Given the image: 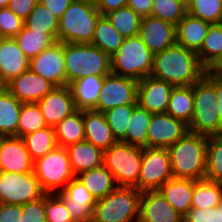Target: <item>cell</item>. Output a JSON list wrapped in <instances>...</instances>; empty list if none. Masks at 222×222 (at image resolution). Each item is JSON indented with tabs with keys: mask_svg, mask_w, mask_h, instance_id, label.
Listing matches in <instances>:
<instances>
[{
	"mask_svg": "<svg viewBox=\"0 0 222 222\" xmlns=\"http://www.w3.org/2000/svg\"><path fill=\"white\" fill-rule=\"evenodd\" d=\"M24 26L35 32L51 34L57 40L59 18L46 6L38 2L34 10L24 21Z\"/></svg>",
	"mask_w": 222,
	"mask_h": 222,
	"instance_id": "obj_38",
	"label": "cell"
},
{
	"mask_svg": "<svg viewBox=\"0 0 222 222\" xmlns=\"http://www.w3.org/2000/svg\"><path fill=\"white\" fill-rule=\"evenodd\" d=\"M222 198V184L208 180H193L192 208L217 207Z\"/></svg>",
	"mask_w": 222,
	"mask_h": 222,
	"instance_id": "obj_39",
	"label": "cell"
},
{
	"mask_svg": "<svg viewBox=\"0 0 222 222\" xmlns=\"http://www.w3.org/2000/svg\"><path fill=\"white\" fill-rule=\"evenodd\" d=\"M5 37L0 33V46L2 44V42L4 41Z\"/></svg>",
	"mask_w": 222,
	"mask_h": 222,
	"instance_id": "obj_59",
	"label": "cell"
},
{
	"mask_svg": "<svg viewBox=\"0 0 222 222\" xmlns=\"http://www.w3.org/2000/svg\"><path fill=\"white\" fill-rule=\"evenodd\" d=\"M188 14L212 24H221V0H194Z\"/></svg>",
	"mask_w": 222,
	"mask_h": 222,
	"instance_id": "obj_44",
	"label": "cell"
},
{
	"mask_svg": "<svg viewBox=\"0 0 222 222\" xmlns=\"http://www.w3.org/2000/svg\"><path fill=\"white\" fill-rule=\"evenodd\" d=\"M153 0H127V6L142 18L150 16Z\"/></svg>",
	"mask_w": 222,
	"mask_h": 222,
	"instance_id": "obj_53",
	"label": "cell"
},
{
	"mask_svg": "<svg viewBox=\"0 0 222 222\" xmlns=\"http://www.w3.org/2000/svg\"><path fill=\"white\" fill-rule=\"evenodd\" d=\"M64 58L68 85L90 75L111 73V57L92 44L64 43Z\"/></svg>",
	"mask_w": 222,
	"mask_h": 222,
	"instance_id": "obj_4",
	"label": "cell"
},
{
	"mask_svg": "<svg viewBox=\"0 0 222 222\" xmlns=\"http://www.w3.org/2000/svg\"><path fill=\"white\" fill-rule=\"evenodd\" d=\"M105 76H87L70 83L76 110H93L102 89Z\"/></svg>",
	"mask_w": 222,
	"mask_h": 222,
	"instance_id": "obj_27",
	"label": "cell"
},
{
	"mask_svg": "<svg viewBox=\"0 0 222 222\" xmlns=\"http://www.w3.org/2000/svg\"><path fill=\"white\" fill-rule=\"evenodd\" d=\"M154 54L139 36L125 38L111 57V73L140 81L150 76Z\"/></svg>",
	"mask_w": 222,
	"mask_h": 222,
	"instance_id": "obj_7",
	"label": "cell"
},
{
	"mask_svg": "<svg viewBox=\"0 0 222 222\" xmlns=\"http://www.w3.org/2000/svg\"><path fill=\"white\" fill-rule=\"evenodd\" d=\"M171 178L173 173L167 148L143 147L138 190H158Z\"/></svg>",
	"mask_w": 222,
	"mask_h": 222,
	"instance_id": "obj_11",
	"label": "cell"
},
{
	"mask_svg": "<svg viewBox=\"0 0 222 222\" xmlns=\"http://www.w3.org/2000/svg\"><path fill=\"white\" fill-rule=\"evenodd\" d=\"M100 16L95 4L73 0L59 19L57 41L91 44Z\"/></svg>",
	"mask_w": 222,
	"mask_h": 222,
	"instance_id": "obj_5",
	"label": "cell"
},
{
	"mask_svg": "<svg viewBox=\"0 0 222 222\" xmlns=\"http://www.w3.org/2000/svg\"><path fill=\"white\" fill-rule=\"evenodd\" d=\"M38 103H23L19 116L17 136L23 137L37 130L47 127Z\"/></svg>",
	"mask_w": 222,
	"mask_h": 222,
	"instance_id": "obj_41",
	"label": "cell"
},
{
	"mask_svg": "<svg viewBox=\"0 0 222 222\" xmlns=\"http://www.w3.org/2000/svg\"><path fill=\"white\" fill-rule=\"evenodd\" d=\"M213 71L222 75V62Z\"/></svg>",
	"mask_w": 222,
	"mask_h": 222,
	"instance_id": "obj_56",
	"label": "cell"
},
{
	"mask_svg": "<svg viewBox=\"0 0 222 222\" xmlns=\"http://www.w3.org/2000/svg\"><path fill=\"white\" fill-rule=\"evenodd\" d=\"M72 1L73 0H39L41 4L46 6L59 19Z\"/></svg>",
	"mask_w": 222,
	"mask_h": 222,
	"instance_id": "obj_51",
	"label": "cell"
},
{
	"mask_svg": "<svg viewBox=\"0 0 222 222\" xmlns=\"http://www.w3.org/2000/svg\"><path fill=\"white\" fill-rule=\"evenodd\" d=\"M184 222H222V209L214 208H191L184 217Z\"/></svg>",
	"mask_w": 222,
	"mask_h": 222,
	"instance_id": "obj_48",
	"label": "cell"
},
{
	"mask_svg": "<svg viewBox=\"0 0 222 222\" xmlns=\"http://www.w3.org/2000/svg\"><path fill=\"white\" fill-rule=\"evenodd\" d=\"M215 93L217 98V111L222 123V75L215 72Z\"/></svg>",
	"mask_w": 222,
	"mask_h": 222,
	"instance_id": "obj_54",
	"label": "cell"
},
{
	"mask_svg": "<svg viewBox=\"0 0 222 222\" xmlns=\"http://www.w3.org/2000/svg\"><path fill=\"white\" fill-rule=\"evenodd\" d=\"M221 23H222V0H221Z\"/></svg>",
	"mask_w": 222,
	"mask_h": 222,
	"instance_id": "obj_61",
	"label": "cell"
},
{
	"mask_svg": "<svg viewBox=\"0 0 222 222\" xmlns=\"http://www.w3.org/2000/svg\"><path fill=\"white\" fill-rule=\"evenodd\" d=\"M151 118L152 113L141 107L139 104L135 106L127 127V144L141 148L147 147L148 126Z\"/></svg>",
	"mask_w": 222,
	"mask_h": 222,
	"instance_id": "obj_34",
	"label": "cell"
},
{
	"mask_svg": "<svg viewBox=\"0 0 222 222\" xmlns=\"http://www.w3.org/2000/svg\"><path fill=\"white\" fill-rule=\"evenodd\" d=\"M125 6H127V0H97L95 3L96 9L101 15H105Z\"/></svg>",
	"mask_w": 222,
	"mask_h": 222,
	"instance_id": "obj_52",
	"label": "cell"
},
{
	"mask_svg": "<svg viewBox=\"0 0 222 222\" xmlns=\"http://www.w3.org/2000/svg\"><path fill=\"white\" fill-rule=\"evenodd\" d=\"M30 59L22 52L14 38H5L0 46V86L29 70Z\"/></svg>",
	"mask_w": 222,
	"mask_h": 222,
	"instance_id": "obj_22",
	"label": "cell"
},
{
	"mask_svg": "<svg viewBox=\"0 0 222 222\" xmlns=\"http://www.w3.org/2000/svg\"><path fill=\"white\" fill-rule=\"evenodd\" d=\"M206 69L197 52L175 44L154 54L151 77L178 86H191L199 82Z\"/></svg>",
	"mask_w": 222,
	"mask_h": 222,
	"instance_id": "obj_1",
	"label": "cell"
},
{
	"mask_svg": "<svg viewBox=\"0 0 222 222\" xmlns=\"http://www.w3.org/2000/svg\"><path fill=\"white\" fill-rule=\"evenodd\" d=\"M138 222H184V217L159 190H150L141 193Z\"/></svg>",
	"mask_w": 222,
	"mask_h": 222,
	"instance_id": "obj_20",
	"label": "cell"
},
{
	"mask_svg": "<svg viewBox=\"0 0 222 222\" xmlns=\"http://www.w3.org/2000/svg\"><path fill=\"white\" fill-rule=\"evenodd\" d=\"M54 87L51 82L30 69L5 85V88L22 103H37Z\"/></svg>",
	"mask_w": 222,
	"mask_h": 222,
	"instance_id": "obj_19",
	"label": "cell"
},
{
	"mask_svg": "<svg viewBox=\"0 0 222 222\" xmlns=\"http://www.w3.org/2000/svg\"><path fill=\"white\" fill-rule=\"evenodd\" d=\"M138 83L139 81L129 77L113 73L106 75L97 106L93 110L104 113L120 105L138 104Z\"/></svg>",
	"mask_w": 222,
	"mask_h": 222,
	"instance_id": "obj_12",
	"label": "cell"
},
{
	"mask_svg": "<svg viewBox=\"0 0 222 222\" xmlns=\"http://www.w3.org/2000/svg\"><path fill=\"white\" fill-rule=\"evenodd\" d=\"M197 54L207 71H213L222 62V23L210 26Z\"/></svg>",
	"mask_w": 222,
	"mask_h": 222,
	"instance_id": "obj_30",
	"label": "cell"
},
{
	"mask_svg": "<svg viewBox=\"0 0 222 222\" xmlns=\"http://www.w3.org/2000/svg\"><path fill=\"white\" fill-rule=\"evenodd\" d=\"M138 36L155 54L176 44V26L153 16L143 17Z\"/></svg>",
	"mask_w": 222,
	"mask_h": 222,
	"instance_id": "obj_17",
	"label": "cell"
},
{
	"mask_svg": "<svg viewBox=\"0 0 222 222\" xmlns=\"http://www.w3.org/2000/svg\"><path fill=\"white\" fill-rule=\"evenodd\" d=\"M208 136L188 132L167 148L173 178L206 179V155Z\"/></svg>",
	"mask_w": 222,
	"mask_h": 222,
	"instance_id": "obj_2",
	"label": "cell"
},
{
	"mask_svg": "<svg viewBox=\"0 0 222 222\" xmlns=\"http://www.w3.org/2000/svg\"><path fill=\"white\" fill-rule=\"evenodd\" d=\"M33 171L46 194L61 192L76 176L65 147L57 146L33 163Z\"/></svg>",
	"mask_w": 222,
	"mask_h": 222,
	"instance_id": "obj_9",
	"label": "cell"
},
{
	"mask_svg": "<svg viewBox=\"0 0 222 222\" xmlns=\"http://www.w3.org/2000/svg\"><path fill=\"white\" fill-rule=\"evenodd\" d=\"M22 205L0 203V222H21Z\"/></svg>",
	"mask_w": 222,
	"mask_h": 222,
	"instance_id": "obj_50",
	"label": "cell"
},
{
	"mask_svg": "<svg viewBox=\"0 0 222 222\" xmlns=\"http://www.w3.org/2000/svg\"><path fill=\"white\" fill-rule=\"evenodd\" d=\"M64 43L55 42L30 59L29 69L54 86H68L65 72Z\"/></svg>",
	"mask_w": 222,
	"mask_h": 222,
	"instance_id": "obj_13",
	"label": "cell"
},
{
	"mask_svg": "<svg viewBox=\"0 0 222 222\" xmlns=\"http://www.w3.org/2000/svg\"><path fill=\"white\" fill-rule=\"evenodd\" d=\"M14 39L19 48L29 59L37 56L39 53L57 42L51 34L35 32L27 29L25 26Z\"/></svg>",
	"mask_w": 222,
	"mask_h": 222,
	"instance_id": "obj_36",
	"label": "cell"
},
{
	"mask_svg": "<svg viewBox=\"0 0 222 222\" xmlns=\"http://www.w3.org/2000/svg\"><path fill=\"white\" fill-rule=\"evenodd\" d=\"M215 72L206 71L194 84V112L189 131L205 136L222 134V123L217 111Z\"/></svg>",
	"mask_w": 222,
	"mask_h": 222,
	"instance_id": "obj_3",
	"label": "cell"
},
{
	"mask_svg": "<svg viewBox=\"0 0 222 222\" xmlns=\"http://www.w3.org/2000/svg\"><path fill=\"white\" fill-rule=\"evenodd\" d=\"M123 37L110 23L105 15H101L96 23L91 44L112 57L124 42Z\"/></svg>",
	"mask_w": 222,
	"mask_h": 222,
	"instance_id": "obj_33",
	"label": "cell"
},
{
	"mask_svg": "<svg viewBox=\"0 0 222 222\" xmlns=\"http://www.w3.org/2000/svg\"><path fill=\"white\" fill-rule=\"evenodd\" d=\"M136 105L137 104L120 105L104 112L116 141L126 143L128 123Z\"/></svg>",
	"mask_w": 222,
	"mask_h": 222,
	"instance_id": "obj_42",
	"label": "cell"
},
{
	"mask_svg": "<svg viewBox=\"0 0 222 222\" xmlns=\"http://www.w3.org/2000/svg\"><path fill=\"white\" fill-rule=\"evenodd\" d=\"M33 163L21 137H0V172H33Z\"/></svg>",
	"mask_w": 222,
	"mask_h": 222,
	"instance_id": "obj_16",
	"label": "cell"
},
{
	"mask_svg": "<svg viewBox=\"0 0 222 222\" xmlns=\"http://www.w3.org/2000/svg\"><path fill=\"white\" fill-rule=\"evenodd\" d=\"M54 131L57 145L60 147L84 141L83 110H76L70 116L65 117L54 127Z\"/></svg>",
	"mask_w": 222,
	"mask_h": 222,
	"instance_id": "obj_31",
	"label": "cell"
},
{
	"mask_svg": "<svg viewBox=\"0 0 222 222\" xmlns=\"http://www.w3.org/2000/svg\"><path fill=\"white\" fill-rule=\"evenodd\" d=\"M175 86L151 76L138 83L137 103L152 114L166 113Z\"/></svg>",
	"mask_w": 222,
	"mask_h": 222,
	"instance_id": "obj_18",
	"label": "cell"
},
{
	"mask_svg": "<svg viewBox=\"0 0 222 222\" xmlns=\"http://www.w3.org/2000/svg\"><path fill=\"white\" fill-rule=\"evenodd\" d=\"M21 222H46L45 195L22 205Z\"/></svg>",
	"mask_w": 222,
	"mask_h": 222,
	"instance_id": "obj_47",
	"label": "cell"
},
{
	"mask_svg": "<svg viewBox=\"0 0 222 222\" xmlns=\"http://www.w3.org/2000/svg\"><path fill=\"white\" fill-rule=\"evenodd\" d=\"M105 16L112 26L125 38L139 35L142 17L130 7L113 10Z\"/></svg>",
	"mask_w": 222,
	"mask_h": 222,
	"instance_id": "obj_37",
	"label": "cell"
},
{
	"mask_svg": "<svg viewBox=\"0 0 222 222\" xmlns=\"http://www.w3.org/2000/svg\"><path fill=\"white\" fill-rule=\"evenodd\" d=\"M76 1H85V2L92 3V4H95L97 2V0H76Z\"/></svg>",
	"mask_w": 222,
	"mask_h": 222,
	"instance_id": "obj_58",
	"label": "cell"
},
{
	"mask_svg": "<svg viewBox=\"0 0 222 222\" xmlns=\"http://www.w3.org/2000/svg\"><path fill=\"white\" fill-rule=\"evenodd\" d=\"M142 161V148L121 141L104 150L103 165L111 172L117 186L136 187Z\"/></svg>",
	"mask_w": 222,
	"mask_h": 222,
	"instance_id": "obj_8",
	"label": "cell"
},
{
	"mask_svg": "<svg viewBox=\"0 0 222 222\" xmlns=\"http://www.w3.org/2000/svg\"><path fill=\"white\" fill-rule=\"evenodd\" d=\"M10 0H0V8H7Z\"/></svg>",
	"mask_w": 222,
	"mask_h": 222,
	"instance_id": "obj_55",
	"label": "cell"
},
{
	"mask_svg": "<svg viewBox=\"0 0 222 222\" xmlns=\"http://www.w3.org/2000/svg\"><path fill=\"white\" fill-rule=\"evenodd\" d=\"M24 28V20L8 8H0V33L5 38H14Z\"/></svg>",
	"mask_w": 222,
	"mask_h": 222,
	"instance_id": "obj_46",
	"label": "cell"
},
{
	"mask_svg": "<svg viewBox=\"0 0 222 222\" xmlns=\"http://www.w3.org/2000/svg\"><path fill=\"white\" fill-rule=\"evenodd\" d=\"M182 3L189 8V6L194 2V0H181Z\"/></svg>",
	"mask_w": 222,
	"mask_h": 222,
	"instance_id": "obj_57",
	"label": "cell"
},
{
	"mask_svg": "<svg viewBox=\"0 0 222 222\" xmlns=\"http://www.w3.org/2000/svg\"><path fill=\"white\" fill-rule=\"evenodd\" d=\"M85 140L101 150H106L117 141L103 112L83 110Z\"/></svg>",
	"mask_w": 222,
	"mask_h": 222,
	"instance_id": "obj_24",
	"label": "cell"
},
{
	"mask_svg": "<svg viewBox=\"0 0 222 222\" xmlns=\"http://www.w3.org/2000/svg\"><path fill=\"white\" fill-rule=\"evenodd\" d=\"M30 158L35 161L54 150L58 145L56 142L54 127L47 126L22 137Z\"/></svg>",
	"mask_w": 222,
	"mask_h": 222,
	"instance_id": "obj_35",
	"label": "cell"
},
{
	"mask_svg": "<svg viewBox=\"0 0 222 222\" xmlns=\"http://www.w3.org/2000/svg\"><path fill=\"white\" fill-rule=\"evenodd\" d=\"M194 112V85L174 87L166 113L185 122L191 123Z\"/></svg>",
	"mask_w": 222,
	"mask_h": 222,
	"instance_id": "obj_32",
	"label": "cell"
},
{
	"mask_svg": "<svg viewBox=\"0 0 222 222\" xmlns=\"http://www.w3.org/2000/svg\"><path fill=\"white\" fill-rule=\"evenodd\" d=\"M22 102L6 88H0V137L17 136Z\"/></svg>",
	"mask_w": 222,
	"mask_h": 222,
	"instance_id": "obj_28",
	"label": "cell"
},
{
	"mask_svg": "<svg viewBox=\"0 0 222 222\" xmlns=\"http://www.w3.org/2000/svg\"><path fill=\"white\" fill-rule=\"evenodd\" d=\"M158 190L171 206L183 217H185L192 208V179L171 178Z\"/></svg>",
	"mask_w": 222,
	"mask_h": 222,
	"instance_id": "obj_26",
	"label": "cell"
},
{
	"mask_svg": "<svg viewBox=\"0 0 222 222\" xmlns=\"http://www.w3.org/2000/svg\"><path fill=\"white\" fill-rule=\"evenodd\" d=\"M46 193L33 172H0V203L24 205Z\"/></svg>",
	"mask_w": 222,
	"mask_h": 222,
	"instance_id": "obj_10",
	"label": "cell"
},
{
	"mask_svg": "<svg viewBox=\"0 0 222 222\" xmlns=\"http://www.w3.org/2000/svg\"><path fill=\"white\" fill-rule=\"evenodd\" d=\"M189 132V126L168 113L152 114L147 147L168 148Z\"/></svg>",
	"mask_w": 222,
	"mask_h": 222,
	"instance_id": "obj_14",
	"label": "cell"
},
{
	"mask_svg": "<svg viewBox=\"0 0 222 222\" xmlns=\"http://www.w3.org/2000/svg\"><path fill=\"white\" fill-rule=\"evenodd\" d=\"M37 103L45 122L51 127H55L65 117L76 111L69 86H55Z\"/></svg>",
	"mask_w": 222,
	"mask_h": 222,
	"instance_id": "obj_21",
	"label": "cell"
},
{
	"mask_svg": "<svg viewBox=\"0 0 222 222\" xmlns=\"http://www.w3.org/2000/svg\"><path fill=\"white\" fill-rule=\"evenodd\" d=\"M188 13V8L181 0H153L150 16L162 19L175 26Z\"/></svg>",
	"mask_w": 222,
	"mask_h": 222,
	"instance_id": "obj_43",
	"label": "cell"
},
{
	"mask_svg": "<svg viewBox=\"0 0 222 222\" xmlns=\"http://www.w3.org/2000/svg\"><path fill=\"white\" fill-rule=\"evenodd\" d=\"M46 222H73L64 201L57 194H45Z\"/></svg>",
	"mask_w": 222,
	"mask_h": 222,
	"instance_id": "obj_45",
	"label": "cell"
},
{
	"mask_svg": "<svg viewBox=\"0 0 222 222\" xmlns=\"http://www.w3.org/2000/svg\"><path fill=\"white\" fill-rule=\"evenodd\" d=\"M206 180L222 184V134L208 136Z\"/></svg>",
	"mask_w": 222,
	"mask_h": 222,
	"instance_id": "obj_40",
	"label": "cell"
},
{
	"mask_svg": "<svg viewBox=\"0 0 222 222\" xmlns=\"http://www.w3.org/2000/svg\"><path fill=\"white\" fill-rule=\"evenodd\" d=\"M218 208H219V209H222V198H221V200H220V203L218 204Z\"/></svg>",
	"mask_w": 222,
	"mask_h": 222,
	"instance_id": "obj_60",
	"label": "cell"
},
{
	"mask_svg": "<svg viewBox=\"0 0 222 222\" xmlns=\"http://www.w3.org/2000/svg\"><path fill=\"white\" fill-rule=\"evenodd\" d=\"M76 178L96 200L104 198L117 187L113 175L104 165L82 172Z\"/></svg>",
	"mask_w": 222,
	"mask_h": 222,
	"instance_id": "obj_29",
	"label": "cell"
},
{
	"mask_svg": "<svg viewBox=\"0 0 222 222\" xmlns=\"http://www.w3.org/2000/svg\"><path fill=\"white\" fill-rule=\"evenodd\" d=\"M56 194L64 201L73 222L92 221L96 199L76 177Z\"/></svg>",
	"mask_w": 222,
	"mask_h": 222,
	"instance_id": "obj_15",
	"label": "cell"
},
{
	"mask_svg": "<svg viewBox=\"0 0 222 222\" xmlns=\"http://www.w3.org/2000/svg\"><path fill=\"white\" fill-rule=\"evenodd\" d=\"M211 24L188 13L176 25V44L198 52Z\"/></svg>",
	"mask_w": 222,
	"mask_h": 222,
	"instance_id": "obj_25",
	"label": "cell"
},
{
	"mask_svg": "<svg viewBox=\"0 0 222 222\" xmlns=\"http://www.w3.org/2000/svg\"><path fill=\"white\" fill-rule=\"evenodd\" d=\"M38 2L39 0H10L7 8L25 21Z\"/></svg>",
	"mask_w": 222,
	"mask_h": 222,
	"instance_id": "obj_49",
	"label": "cell"
},
{
	"mask_svg": "<svg viewBox=\"0 0 222 222\" xmlns=\"http://www.w3.org/2000/svg\"><path fill=\"white\" fill-rule=\"evenodd\" d=\"M75 176L103 165L104 151L84 140L65 147Z\"/></svg>",
	"mask_w": 222,
	"mask_h": 222,
	"instance_id": "obj_23",
	"label": "cell"
},
{
	"mask_svg": "<svg viewBox=\"0 0 222 222\" xmlns=\"http://www.w3.org/2000/svg\"><path fill=\"white\" fill-rule=\"evenodd\" d=\"M141 191L136 187L117 186L96 200L93 222H138Z\"/></svg>",
	"mask_w": 222,
	"mask_h": 222,
	"instance_id": "obj_6",
	"label": "cell"
}]
</instances>
